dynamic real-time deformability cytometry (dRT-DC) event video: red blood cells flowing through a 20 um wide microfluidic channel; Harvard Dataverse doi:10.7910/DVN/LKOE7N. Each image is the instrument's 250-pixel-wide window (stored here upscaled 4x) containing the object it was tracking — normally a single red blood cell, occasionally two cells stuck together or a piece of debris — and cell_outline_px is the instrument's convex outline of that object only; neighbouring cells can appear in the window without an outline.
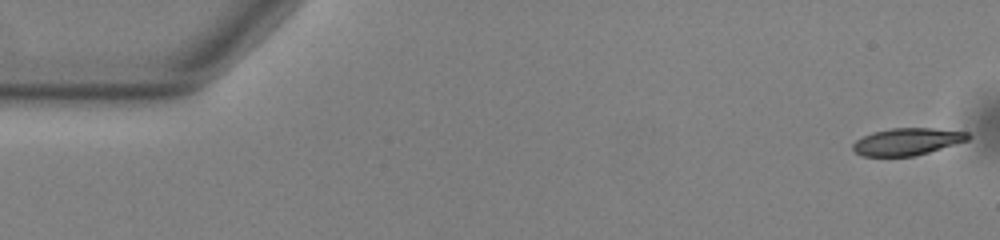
{"species": "common noctule bat (a hibernating species)", "species_latin": "Nyctalus noctula", "temperature_condition": "warm", "stored_images_in_passage": 54, "camera_frame_rate_fps": 3000, "um_per_image_px": 0.085, "animal": {"sex": "male", "body_mass_g": 13.0, "forearm_length_mm": 53.1}, "frame": {"image": 1, "passage_image": 1, "time_ms": 0.0, "image_size_px": [1000, 240], "cell_outline_px": [[972, 136], [968, 140], [916, 156], [860, 156], [852, 148], [852, 144], [856, 140], [872, 132], [892, 128], [932, 128], [968, 132]], "centroid_in_image_um": [77.11, 12.04], "position_along_channel_um": 7.9, "area_um2": 18.21}}
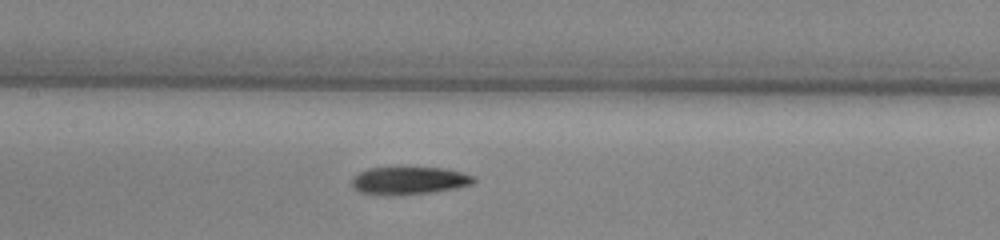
{"frame": {"image": 2, "passage_image": 25, "time_ms": 8.0, "image_size_px": [1000, 240], "cell_outline_px": [[476, 180], [472, 184], [456, 188], [432, 192], [360, 192], [352, 184], [352, 176], [368, 168], [400, 164], [444, 168], [464, 172], [476, 176]], "centroid_in_image_um": [34.86, 15.23], "position_along_channel_um": 172.5, "area_um2": 19.77}}
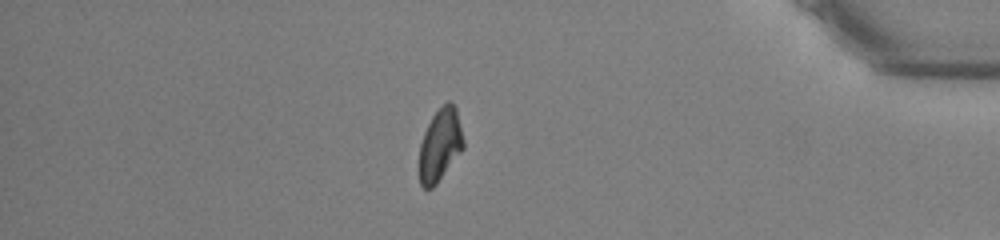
{"frame": {"image": 3, "passage_image": 46, "time_ms": 15.0, "image_size_px": [1000, 240], "cell_outline_px": [[464, 148], [436, 184], [432, 188], [424, 188], [420, 184], [420, 144], [424, 132], [432, 116], [448, 100], [456, 108], [464, 140]], "centroid_in_image_um": [37.42, 12.32], "position_along_channel_um": 397.8, "area_um2": 18.38}, "authors_computed_cell_mechanics": {"area_um2": 19.2185, "velocity_mm_per_s": 3.7849, "shape_relaxation_time_tau1_ms": 7.5793, "shape_relaxation_time_tau2_ms": 8.4772, "deformation_change_tau1": 0.1886, "deformation_change_tau2": 0.1676}}